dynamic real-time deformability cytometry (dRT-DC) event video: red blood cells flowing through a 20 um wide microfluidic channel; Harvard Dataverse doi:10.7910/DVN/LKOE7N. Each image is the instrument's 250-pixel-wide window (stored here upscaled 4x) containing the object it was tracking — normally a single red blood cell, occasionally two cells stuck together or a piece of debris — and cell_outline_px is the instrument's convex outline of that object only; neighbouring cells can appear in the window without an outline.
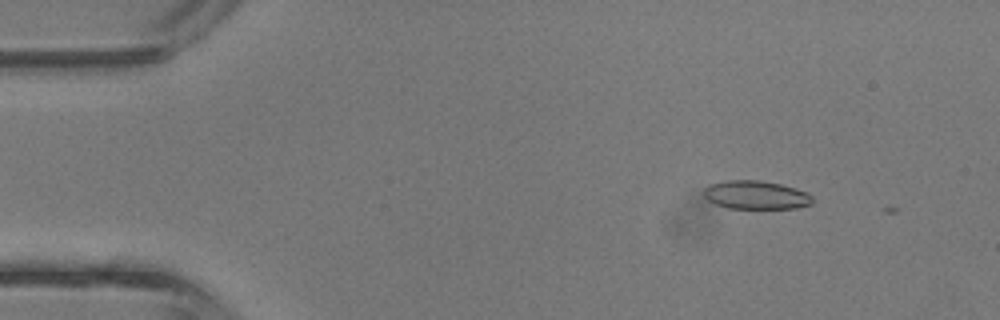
{"species": "common noctule bat (a hibernating species)", "species_latin": "Nyctalus noctula", "temperature_condition": "room temperature", "stored_images_in_passage": 5, "camera_frame_rate_fps": 3000, "um_per_image_px": 0.085, "animal": {"sex": "male", "body_mass_g": 13.3}, "frame": {"image": 1, "passage_image": 1, "time_ms": 0.0, "image_size_px": [1000, 320], "cell_outline_px": [[812, 204], [796, 208], [728, 208], [716, 204], [708, 200], [704, 196], [704, 188], [708, 184], [724, 180], [760, 180], [780, 184], [796, 188], [808, 192], [812, 196]], "centroid_in_image_um": [64.24, 16.56], "position_along_channel_um": 20.8, "area_um2": 18.15}}